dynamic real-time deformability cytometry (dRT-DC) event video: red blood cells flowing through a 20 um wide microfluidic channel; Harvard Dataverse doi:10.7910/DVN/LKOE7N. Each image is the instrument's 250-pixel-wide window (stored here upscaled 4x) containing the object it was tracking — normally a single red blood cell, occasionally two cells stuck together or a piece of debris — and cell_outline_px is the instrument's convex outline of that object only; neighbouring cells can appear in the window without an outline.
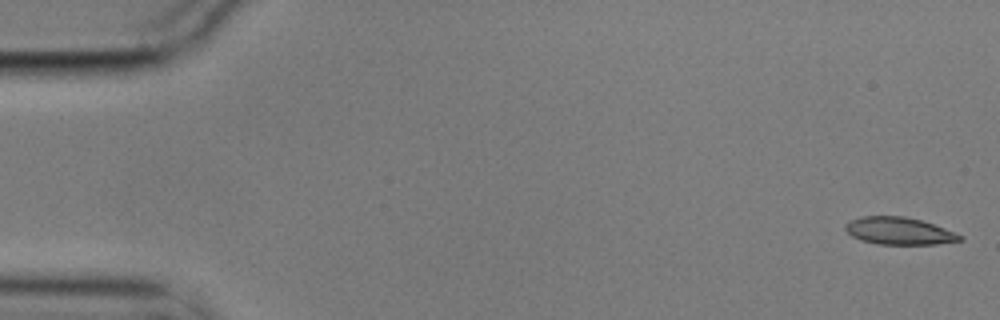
{"species": "common noctule bat (a hibernating species)", "species_latin": "Nyctalus noctula", "temperature_condition": "cold", "stored_images_in_passage": 2, "camera_frame_rate_fps": 3000, "um_per_image_px": 0.085, "animal": {"sex": "male", "body_mass_g": 17.9}, "frame": {"image": 1, "passage_image": 2, "time_ms": 0.333, "image_size_px": [1000, 320], "cell_outline_px": [[964, 240], [936, 244], [876, 244], [860, 240], [852, 236], [844, 228], [844, 224], [860, 216], [904, 216], [920, 220], [944, 228], [964, 236]], "centroid_in_image_um": [76.41, 19.63], "position_along_channel_um": 8.6, "area_um2": 18.21}}